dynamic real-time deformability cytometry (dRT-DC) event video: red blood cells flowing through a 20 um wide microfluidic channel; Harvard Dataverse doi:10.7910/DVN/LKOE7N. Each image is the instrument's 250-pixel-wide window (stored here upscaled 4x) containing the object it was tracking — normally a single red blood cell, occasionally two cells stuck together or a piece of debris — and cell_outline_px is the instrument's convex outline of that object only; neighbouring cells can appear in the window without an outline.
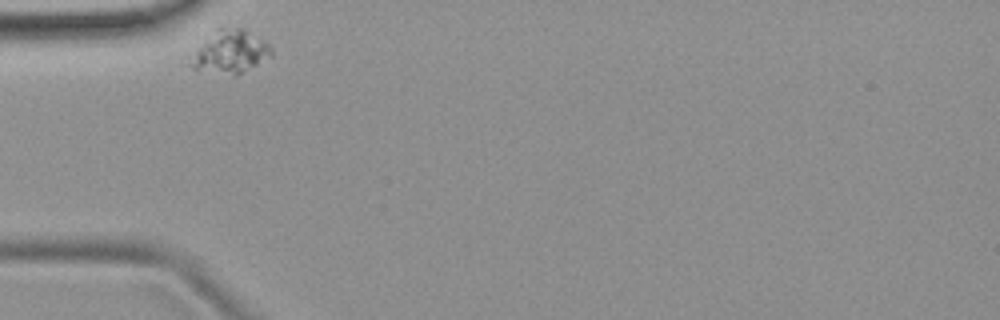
{"species": "common noctule bat (a hibernating species)", "species_latin": "Nyctalus noctula", "temperature_condition": "room temperature", "stored_images_in_passage": 30, "camera_frame_rate_fps": 3000, "um_per_image_px": 0.085, "animal": {"sex": "female", "body_mass_g": 19.9}, "frame": {"image": 1, "passage_image": 1, "time_ms": 0.0, "image_size_px": [1000, 320], "cell_outline_px": [[272, 56], [236, 76], [232, 76], [192, 68], [188, 64], [196, 52], [216, 28], [240, 28], [248, 32], [268, 44], [272, 48]], "centroid_in_image_um": [19.59, 4.44], "position_along_channel_um": 65.4, "area_um2": 19.54}}
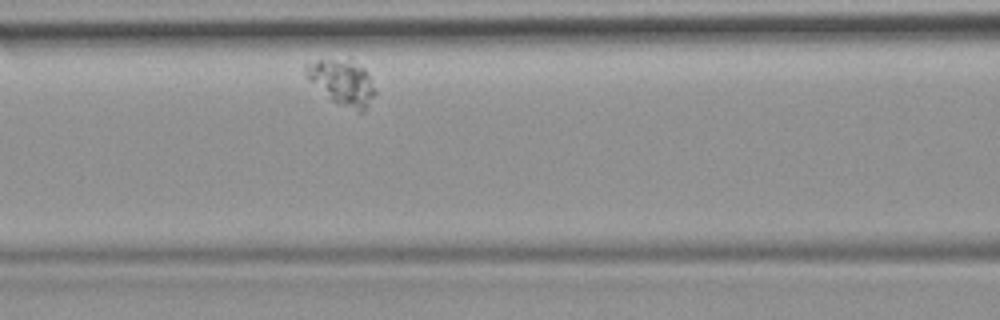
{"frame": {"image": 2, "passage_image": 8, "time_ms": 2.333, "image_size_px": [1000, 320], "cell_outline_px": [[376, 92], [364, 112], [360, 112], [340, 104], [332, 100], [308, 80], [304, 72], [304, 64], [316, 60], [332, 60], [352, 64], [364, 68]], "centroid_in_image_um": [29.04, 7.04], "position_along_channel_um": 137.6, "area_um2": 17.46}}
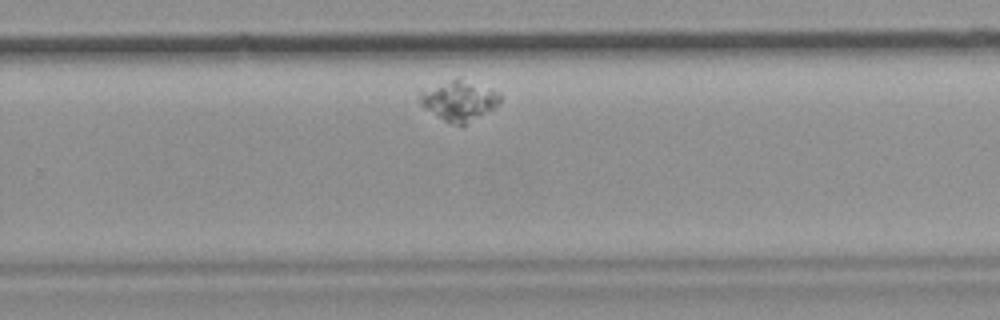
{"frame": {"image": 3, "passage_image": 22, "time_ms": 7.0, "image_size_px": [1000, 320], "cell_outline_px": [[500, 104], [464, 124], [452, 124], [444, 120], [424, 108], [420, 104], [420, 88], [452, 80], [456, 80], [492, 88], [500, 92]], "centroid_in_image_um": [38.98, 8.55], "position_along_channel_um": 290.8, "area_um2": 18.21}}